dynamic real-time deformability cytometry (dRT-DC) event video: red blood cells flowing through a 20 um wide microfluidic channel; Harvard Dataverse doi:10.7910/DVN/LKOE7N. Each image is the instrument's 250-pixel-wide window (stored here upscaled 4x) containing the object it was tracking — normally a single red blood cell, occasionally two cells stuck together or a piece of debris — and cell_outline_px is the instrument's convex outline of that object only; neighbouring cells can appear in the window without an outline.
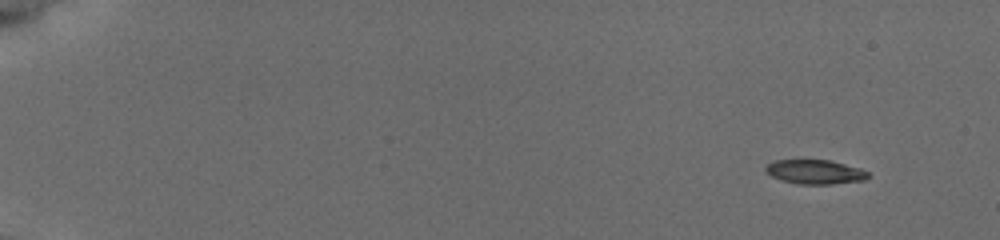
{"species": "common noctule bat (a hibernating species)", "species_latin": "Nyctalus noctula", "temperature_condition": "cold", "stored_images_in_passage": 52, "camera_frame_rate_fps": 3000, "um_per_image_px": 0.085, "animal": {"sex": "female", "body_mass_g": 19.5, "forearm_length_mm": 54.1}, "frame": {"image": 1, "passage_image": 1, "time_ms": 0.0, "image_size_px": [1000, 240], "cell_outline_px": [[868, 176], [864, 180], [832, 184], [800, 184], [784, 180], [772, 176], [764, 168], [768, 164], [776, 160], [832, 160], [860, 168], [868, 172]], "centroid_in_image_um": [69.31, 14.6], "position_along_channel_um": 15.7, "area_um2": 14.28}}
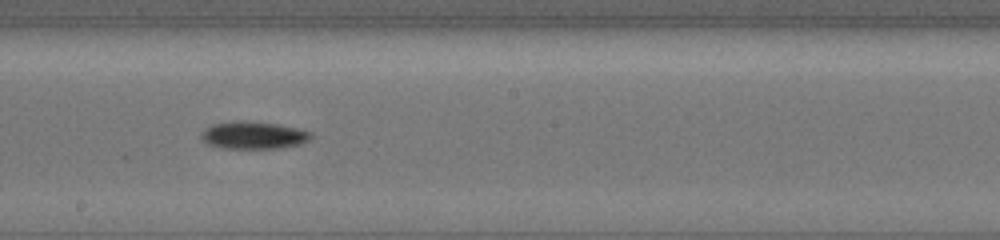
{"frame": {"image": 2, "passage_image": 30, "time_ms": 9.667, "image_size_px": [1000, 240], "cell_outline_px": [[312, 136], [308, 140], [300, 144], [280, 148], [220, 148], [208, 144], [200, 136], [204, 128], [212, 124], [232, 120], [244, 120], [276, 124], [296, 128], [312, 132]], "centroid_in_image_um": [21.51, 11.48], "position_along_channel_um": 226.7, "area_um2": 17.63}}
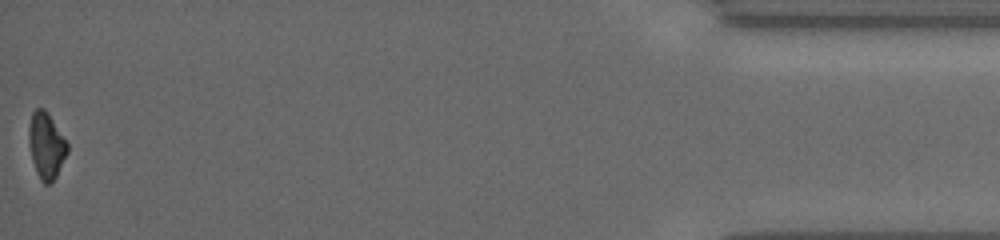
{"frame": {"image": 3, "passage_image": 52, "time_ms": 17.0, "image_size_px": [1000, 240], "cell_outline_px": [[68, 152], [56, 176], [48, 184], [44, 184], [40, 180], [36, 172], [32, 160], [28, 140], [28, 128], [32, 112], [36, 108], [44, 108], [48, 112], [68, 144]], "centroid_in_image_um": [3.92, 12.35], "position_along_channel_um": 431.3, "area_um2": 14.85}, "authors_computed_cell_mechanics": {"area_um2": 15.6349, "velocity_mm_per_s": 3.8387, "shape_relaxation_time_tau1_ms": 5.4438, "shape_relaxation_time_tau2_ms": null, "deformation_change_tau1": 0.145, "deformation_change_tau2": null}}